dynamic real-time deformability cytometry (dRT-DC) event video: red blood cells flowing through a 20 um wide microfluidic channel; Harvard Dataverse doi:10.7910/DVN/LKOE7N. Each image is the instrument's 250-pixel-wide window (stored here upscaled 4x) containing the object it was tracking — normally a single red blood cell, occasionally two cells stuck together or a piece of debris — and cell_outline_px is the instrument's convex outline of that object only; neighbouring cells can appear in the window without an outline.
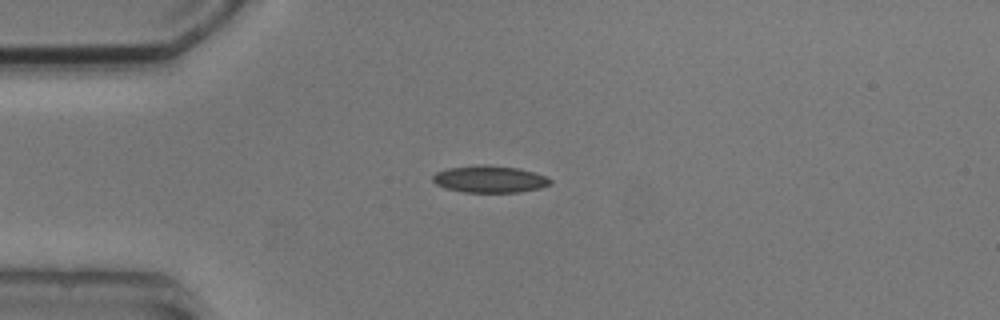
{"species": "common noctule bat (a hibernating species)", "species_latin": "Nyctalus noctula", "temperature_condition": "cold", "stored_images_in_passage": 5, "camera_frame_rate_fps": 3000, "um_per_image_px": 0.085, "animal": {"sex": "male", "body_mass_g": 20.5, "forearm_length_mm": 52.5}, "frame": {"image": 1, "passage_image": 5, "time_ms": 4.667, "image_size_px": [1000, 320], "cell_outline_px": [[552, 184], [540, 188], [520, 192], [464, 192], [444, 188], [436, 184], [432, 180], [432, 176], [436, 172], [448, 168], [480, 164], [484, 164], [520, 168], [548, 176], [552, 180]], "centroid_in_image_um": [41.65, 15.22], "position_along_channel_um": 43.4, "area_um2": 18.73}}